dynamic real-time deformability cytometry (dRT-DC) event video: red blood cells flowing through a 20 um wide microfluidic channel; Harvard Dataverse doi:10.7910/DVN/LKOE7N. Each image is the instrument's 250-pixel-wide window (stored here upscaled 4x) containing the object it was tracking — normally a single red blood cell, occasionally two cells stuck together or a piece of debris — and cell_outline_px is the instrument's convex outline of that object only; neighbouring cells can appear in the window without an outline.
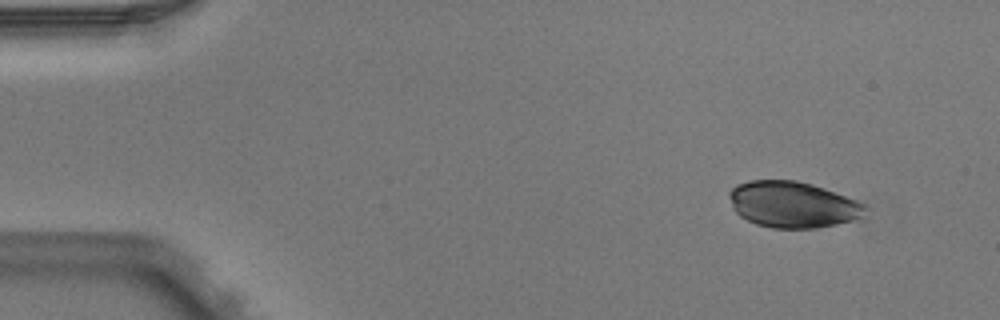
{"species": "Egyptian fruit bat (a non-hibernating species)", "species_latin": "Rousettus aegyptiacus", "temperature_condition": "warm", "stored_images_in_passage": 6, "camera_frame_rate_fps": 3000, "um_per_image_px": 0.085, "animal": {"sex": "male"}, "frame": {"image": 1, "passage_image": 1, "time_ms": 0.0, "image_size_px": [1000, 320], "cell_outline_px": [[864, 208], [860, 216], [852, 220], [836, 224], [816, 228], [772, 228], [756, 224], [740, 216], [736, 212], [728, 196], [728, 192], [736, 184], [752, 180], [796, 180], [812, 184], [856, 200], [864, 204]], "centroid_in_image_um": [67.31, 17.38], "position_along_channel_um": 17.7, "area_um2": 36.18}}